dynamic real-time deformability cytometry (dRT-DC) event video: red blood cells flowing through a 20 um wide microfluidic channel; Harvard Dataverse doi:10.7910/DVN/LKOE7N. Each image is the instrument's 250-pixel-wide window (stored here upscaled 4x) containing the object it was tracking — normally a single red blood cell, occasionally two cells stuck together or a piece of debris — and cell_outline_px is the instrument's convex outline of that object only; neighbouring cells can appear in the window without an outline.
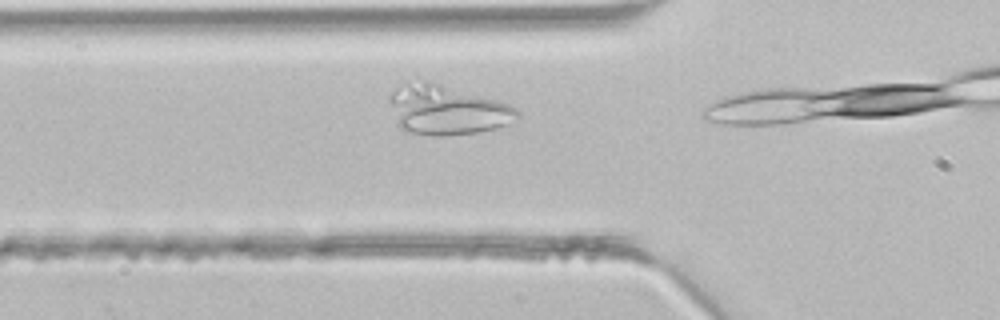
{"species": "common noctule bat (a hibernating species)", "species_latin": "Nyctalus noctula", "temperature_condition": "room temperature", "stored_images_in_passage": 13, "camera_frame_rate_fps": 3000, "um_per_image_px": 0.085, "animal": {"sex": "male", "body_mass_g": 21.5, "forearm_length_mm": 52.0}, "frame": {"image": 1, "passage_image": 10, "time_ms": 3.0, "image_size_px": [1000, 320], "cell_outline_px": [[520, 116], [504, 124], [492, 128], [476, 132], [444, 136], [432, 136], [404, 132], [396, 124], [388, 100], [388, 96], [396, 88], [408, 80], [440, 84], [512, 104], [520, 112]], "centroid_in_image_um": [37.91, 9.35], "position_along_channel_um": 87.9, "area_um2": 36.88}}